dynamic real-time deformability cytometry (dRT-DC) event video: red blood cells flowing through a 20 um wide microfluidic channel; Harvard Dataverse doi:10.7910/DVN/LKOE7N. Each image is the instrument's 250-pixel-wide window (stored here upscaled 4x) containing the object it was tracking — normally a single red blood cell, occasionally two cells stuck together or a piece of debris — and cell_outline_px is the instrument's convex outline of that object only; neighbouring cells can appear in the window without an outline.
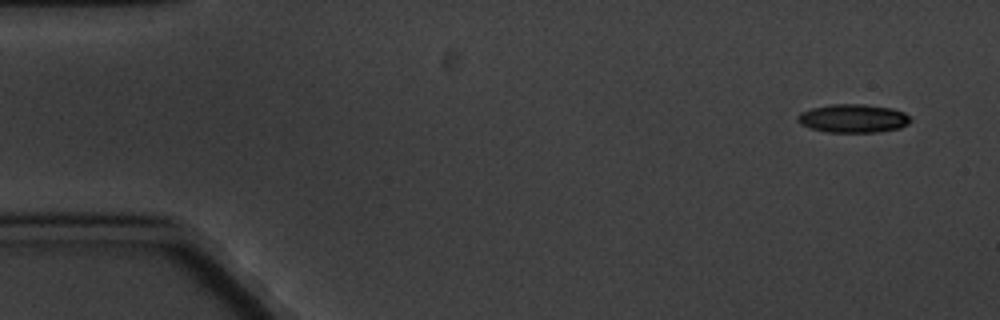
{"species": "common noctule bat (a hibernating species)", "species_latin": "Nyctalus noctula", "temperature_condition": "cold", "stored_images_in_passage": 5, "camera_frame_rate_fps": 3000, "um_per_image_px": 0.085, "animal": {"sex": "male", "body_mass_g": 20.1, "forearm_length_mm": 53.5}, "frame": {"image": 1, "passage_image": 1, "time_ms": 0.0, "image_size_px": [1000, 320], "cell_outline_px": [[912, 120], [908, 124], [900, 128], [876, 132], [828, 132], [812, 128], [800, 124], [796, 120], [796, 116], [800, 112], [812, 108], [832, 104], [864, 104], [892, 108], [904, 112]], "centroid_in_image_um": [72.51, 10.06], "position_along_channel_um": 12.5, "area_um2": 18.73}}
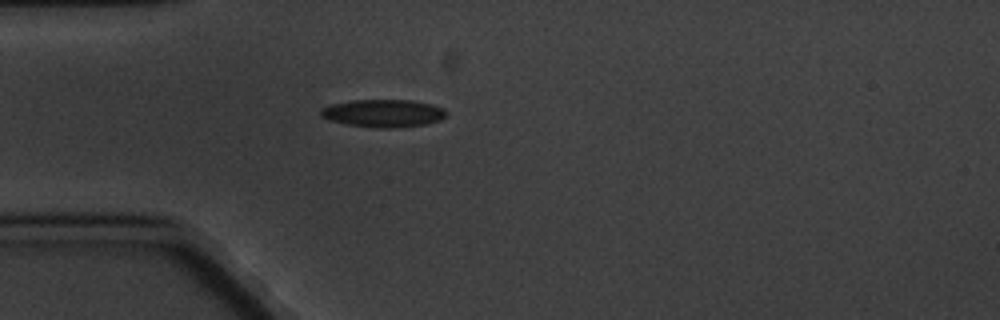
{"frame": {"image": 2, "passage_image": 5, "time_ms": 4.333, "image_size_px": [1000, 320], "cell_outline_px": [[448, 112], [440, 120], [428, 124], [396, 128], [376, 128], [348, 124], [328, 120], [320, 116], [320, 108], [332, 104], [352, 100], [412, 100], [432, 104], [444, 108]], "centroid_in_image_um": [32.59, 9.63], "position_along_channel_um": 52.4, "area_um2": 20.46}}